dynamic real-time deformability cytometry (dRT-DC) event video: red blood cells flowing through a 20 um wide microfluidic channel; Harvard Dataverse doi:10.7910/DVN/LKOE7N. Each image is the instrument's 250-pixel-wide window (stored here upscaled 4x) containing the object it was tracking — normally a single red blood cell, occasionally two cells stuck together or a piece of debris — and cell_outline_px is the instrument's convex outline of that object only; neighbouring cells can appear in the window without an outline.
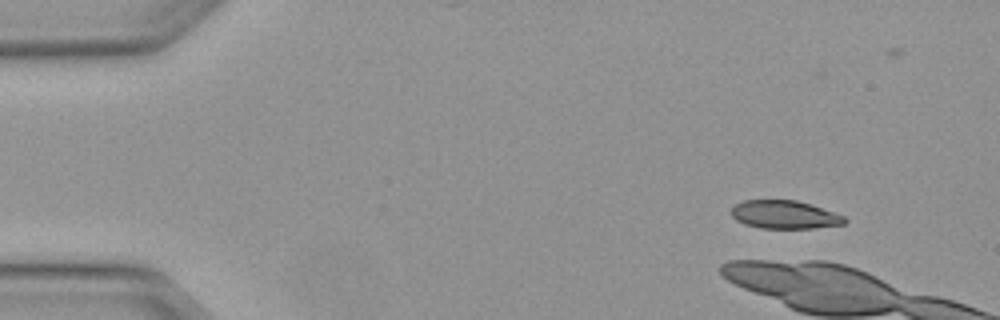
{"species": "Egyptian fruit bat (a non-hibernating species)", "species_latin": "Rousettus aegyptiacus", "temperature_condition": "warm", "stored_images_in_passage": 6, "camera_frame_rate_fps": 3000, "um_per_image_px": 0.085, "animal": {"sex": "female"}, "frame": {"image": 1, "passage_image": 1, "time_ms": 0.0, "image_size_px": [1000, 320], "cell_outline_px": [[848, 220], [844, 224], [812, 228], [760, 228], [744, 224], [736, 220], [732, 216], [732, 208], [736, 204], [744, 200], [796, 200], [812, 204], [844, 216]], "centroid_in_image_um": [66.7, 18.24], "position_along_channel_um": 18.3, "area_um2": 18.61}}